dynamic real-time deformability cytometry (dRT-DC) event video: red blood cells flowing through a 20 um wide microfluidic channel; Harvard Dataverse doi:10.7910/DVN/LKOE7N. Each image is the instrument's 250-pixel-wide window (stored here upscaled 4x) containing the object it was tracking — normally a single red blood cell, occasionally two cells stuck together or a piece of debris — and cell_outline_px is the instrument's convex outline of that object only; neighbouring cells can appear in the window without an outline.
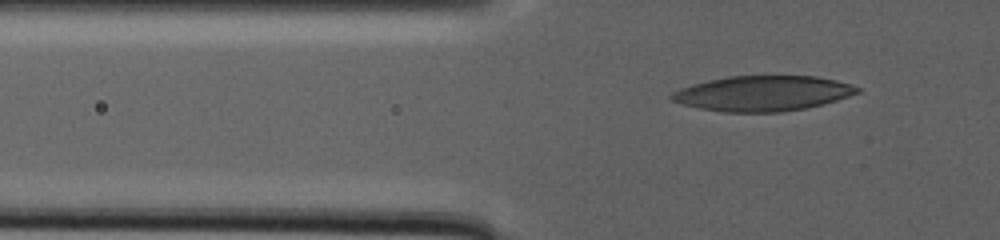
{"species": "human", "species_latin": "Homo sapiens", "temperature_condition": "warm", "stored_images_in_passage": 100, "camera_frame_rate_fps": 3000, "um_per_image_px": 0.085, "donor": {"sex": "male"}, "frame": {"image": 1, "passage_image": 22, "time_ms": 7.0, "image_size_px": [1000, 240], "cell_outline_px": [[860, 92], [836, 100], [804, 108], [780, 112], [724, 112], [700, 108], [684, 104], [672, 100], [668, 96], [672, 92], [680, 88], [692, 84], [708, 80], [728, 76], [816, 76], [836, 80], [860, 88]], "centroid_in_image_um": [64.8, 7.93], "position_along_channel_um": 61.0, "area_um2": 37.8}}
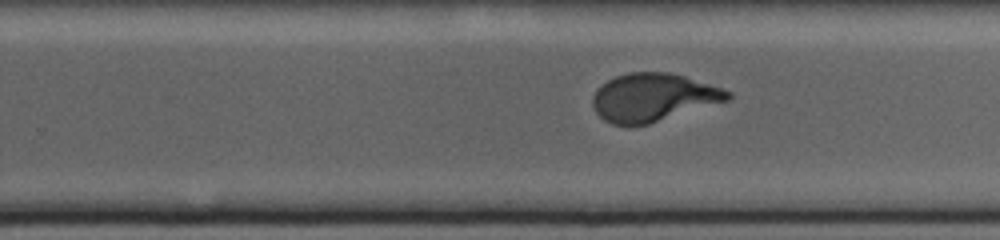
{"frame": {"image": 2, "passage_image": 62, "time_ms": 20.333, "image_size_px": [1000, 240], "cell_outline_px": [[732, 96], [728, 100], [648, 124], [612, 124], [604, 120], [596, 112], [592, 104], [592, 96], [596, 88], [600, 84], [616, 76], [628, 72], [668, 72], [684, 76], [732, 92]], "centroid_in_image_um": [55.47, 8.26], "position_along_channel_um": 274.3, "area_um2": 37.4}}
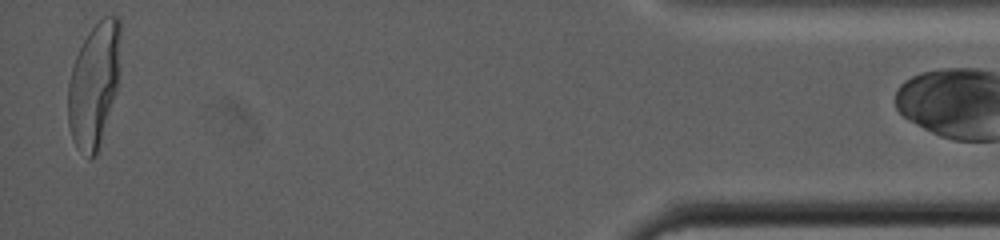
{"frame": {"image": 3, "passage_image": 99, "time_ms": 32.667, "image_size_px": [1000, 240], "cell_outline_px": [[120, 72], [116, 92], [96, 152], [88, 160], [76, 148], [68, 124], [68, 84], [72, 68], [76, 56], [88, 32], [104, 16], [120, 16]], "centroid_in_image_um": [8.0, 7.17], "position_along_channel_um": 427.2, "area_um2": 37.8}}